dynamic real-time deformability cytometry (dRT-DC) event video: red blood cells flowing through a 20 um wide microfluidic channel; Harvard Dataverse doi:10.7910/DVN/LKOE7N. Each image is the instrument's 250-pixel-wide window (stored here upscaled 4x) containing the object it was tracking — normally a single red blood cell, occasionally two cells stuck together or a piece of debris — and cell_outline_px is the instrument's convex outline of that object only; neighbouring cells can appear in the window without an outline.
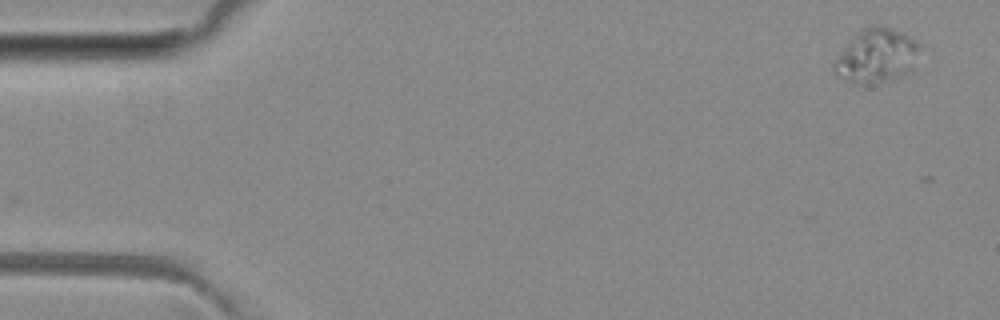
{"species": "common noctule bat (a hibernating species)", "species_latin": "Nyctalus noctula", "temperature_condition": "room temperature", "stored_images_in_passage": 5, "camera_frame_rate_fps": 3000, "um_per_image_px": 0.085, "animal": {"sex": "female", "body_mass_g": 29.2, "forearm_length_mm": 56.3}, "frame": {"image": 1, "passage_image": 1, "time_ms": 0.0, "image_size_px": [1000, 320], "cell_outline_px": [[924, 44], [912, 68], [900, 76], [864, 84], [848, 80], [832, 72], [832, 64], [848, 40], [856, 32], [868, 24], [880, 24], [904, 32]], "centroid_in_image_um": [74.52, 4.65], "position_along_channel_um": 10.5, "area_um2": 27.22}}